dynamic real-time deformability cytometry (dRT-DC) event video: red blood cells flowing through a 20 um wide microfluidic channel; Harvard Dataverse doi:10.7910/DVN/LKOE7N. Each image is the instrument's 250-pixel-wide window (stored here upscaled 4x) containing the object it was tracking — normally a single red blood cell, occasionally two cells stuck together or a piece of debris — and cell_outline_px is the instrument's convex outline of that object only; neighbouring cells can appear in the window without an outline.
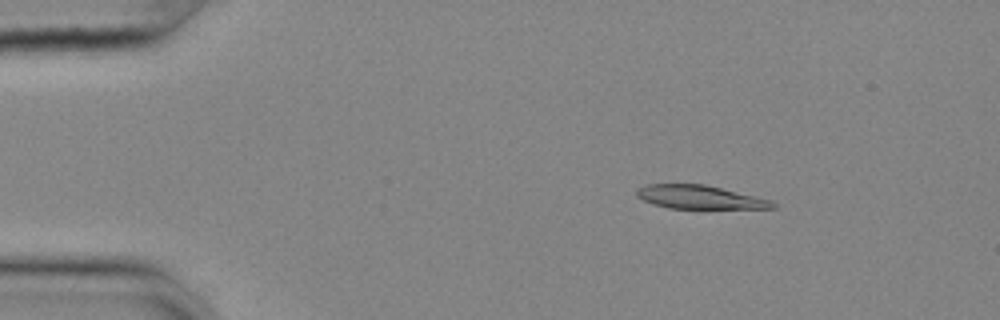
{"species": "common noctule bat (a hibernating species)", "species_latin": "Nyctalus noctula", "temperature_condition": "cold", "stored_images_in_passage": 55, "camera_frame_rate_fps": 3000, "um_per_image_px": 0.085, "animal": {"sex": "female", "body_mass_g": 25.1}, "frame": {"image": 1, "passage_image": 8, "time_ms": 2.333, "image_size_px": [1000, 320], "cell_outline_px": [[776, 208], [668, 208], [652, 204], [636, 196], [636, 188], [644, 184], [704, 184], [772, 200], [776, 204]], "centroid_in_image_um": [59.42, 16.75], "position_along_channel_um": 25.6, "area_um2": 18.55}}
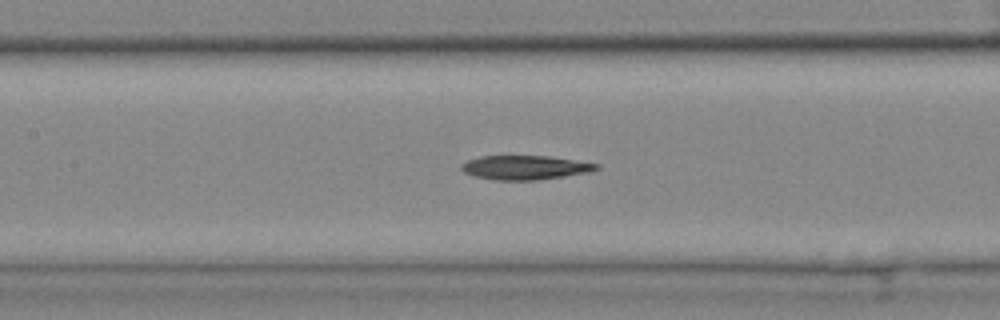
{"frame": {"image": 2, "passage_image": 25, "time_ms": 8.0, "image_size_px": [1000, 320], "cell_outline_px": [[600, 168], [592, 172], [540, 180], [492, 180], [472, 176], [464, 172], [460, 168], [460, 164], [468, 160], [480, 156], [548, 156], [600, 164]], "centroid_in_image_um": [44.63, 14.25], "position_along_channel_um": 162.8, "area_um2": 19.25}}
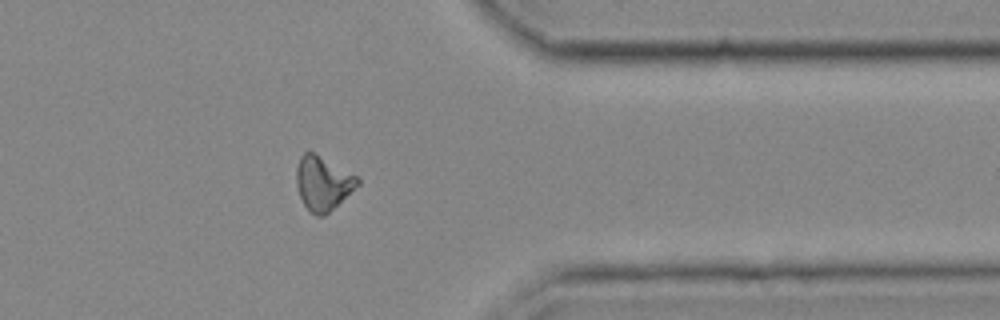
{"frame": {"image": 3, "passage_image": 44, "time_ms": 14.333, "image_size_px": [1000, 320], "cell_outline_px": [[360, 184], [324, 216], [316, 216], [304, 204], [300, 196], [296, 184], [296, 168], [300, 156], [304, 152], [312, 152], [356, 176], [360, 180]], "centroid_in_image_um": [27.42, 15.58], "position_along_channel_um": 384.0, "area_um2": 18.79}, "authors_computed_cell_mechanics": {"area_um2": 19.4208, "velocity_mm_per_s": 3.6574, "shape_relaxation_time_tau1_ms": null, "shape_relaxation_time_tau2_ms": 11.0174, "deformation_change_tau1": null, "deformation_change_tau2": 0.2097}}